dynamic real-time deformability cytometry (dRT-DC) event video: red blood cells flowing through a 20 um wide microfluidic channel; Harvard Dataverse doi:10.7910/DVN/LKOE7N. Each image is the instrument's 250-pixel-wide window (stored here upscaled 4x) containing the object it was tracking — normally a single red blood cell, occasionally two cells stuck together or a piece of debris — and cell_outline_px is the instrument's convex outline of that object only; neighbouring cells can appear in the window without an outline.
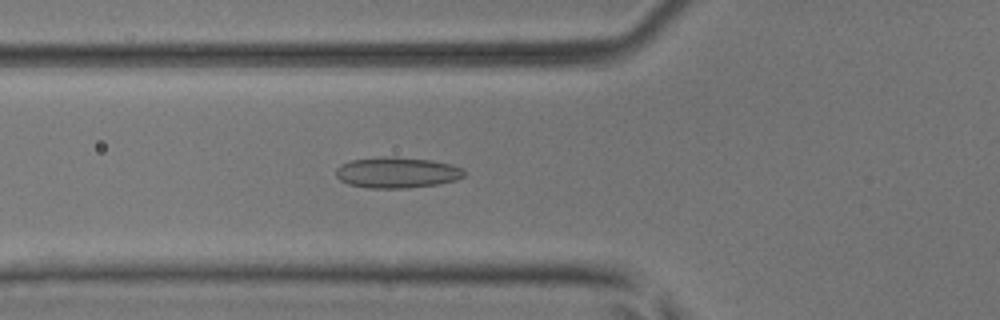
{"species": "common noctule bat (a hibernating species)", "species_latin": "Nyctalus noctula", "temperature_condition": "room temperature", "stored_images_in_passage": 51, "camera_frame_rate_fps": 3000, "um_per_image_px": 0.085, "animal": {"sex": "male", "body_mass_g": 17.9, "forearm_length_mm": 54.2}, "frame": {"image": 1, "passage_image": 17, "time_ms": 5.333, "image_size_px": [1000, 320], "cell_outline_px": [[464, 176], [456, 180], [436, 184], [408, 188], [368, 188], [348, 184], [340, 180], [336, 176], [336, 168], [340, 164], [352, 160], [380, 156], [396, 156], [432, 160], [452, 164], [464, 168]], "centroid_in_image_um": [33.74, 14.65], "position_along_channel_um": 92.1, "area_um2": 23.35}}
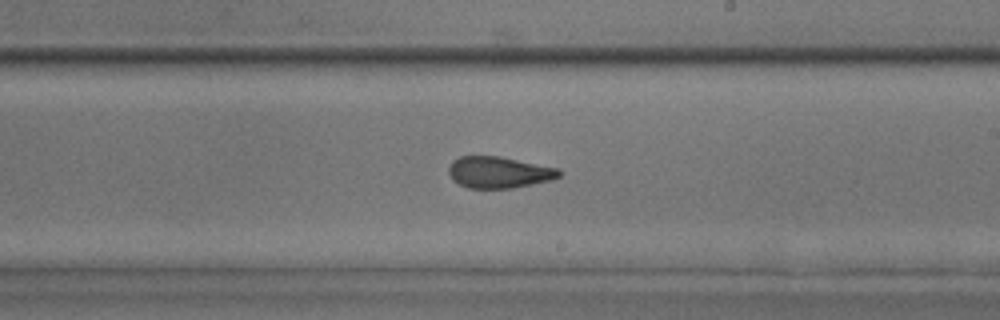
{"frame": {"image": 2, "passage_image": 29, "time_ms": 9.333, "image_size_px": [1000, 320], "cell_outline_px": [[564, 172], [560, 176], [552, 180], [512, 188], [468, 188], [452, 180], [448, 172], [448, 168], [452, 160], [460, 156], [500, 156], [560, 168]], "centroid_in_image_um": [42.43, 14.64], "position_along_channel_um": 246.6, "area_um2": 20.52}}
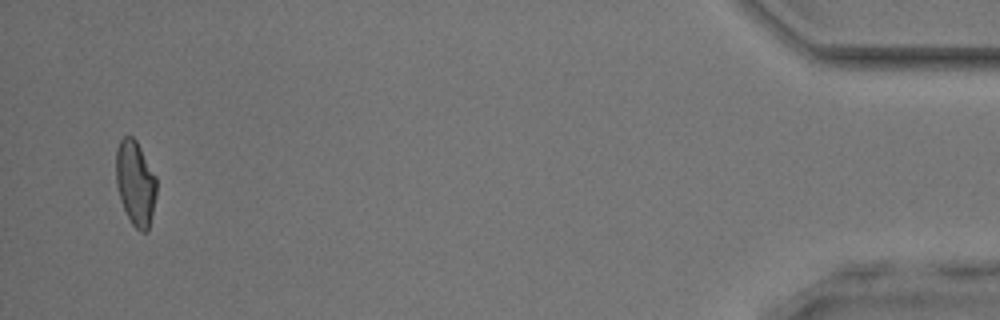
{"frame": {"image": 3, "passage_image": 49, "time_ms": 16.0, "image_size_px": [1000, 320], "cell_outline_px": [[156, 196], [148, 232], [140, 232], [132, 224], [120, 200], [116, 184], [116, 148], [120, 140], [124, 136], [132, 136], [136, 140], [156, 176]], "centroid_in_image_um": [11.51, 15.56], "position_along_channel_um": 423.7, "area_um2": 20.06}, "authors_computed_cell_mechanics": {"area_um2": 21.097, "velocity_mm_per_s": 3.8768, "shape_relaxation_time_tau1_ms": null, "shape_relaxation_time_tau2_ms": 1.4684, "deformation_change_tau1": null, "deformation_change_tau2": 0.0946}}